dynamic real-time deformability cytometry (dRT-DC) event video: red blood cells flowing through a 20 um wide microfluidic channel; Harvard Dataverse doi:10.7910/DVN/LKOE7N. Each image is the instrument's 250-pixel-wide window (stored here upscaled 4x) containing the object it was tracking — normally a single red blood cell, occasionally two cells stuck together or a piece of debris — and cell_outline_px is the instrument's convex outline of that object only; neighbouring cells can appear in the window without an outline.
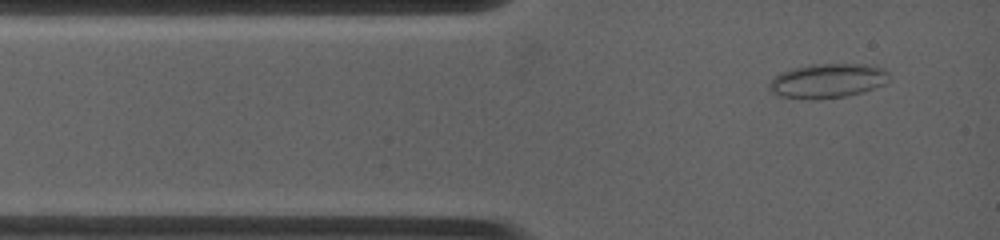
{"species": "common noctule bat (a hibernating species)", "species_latin": "Nyctalus noctula", "temperature_condition": "warm", "stored_images_in_passage": 3, "camera_frame_rate_fps": 4500, "um_per_image_px": 0.085, "animal": {"sex": "female", "body_mass_g": 19.0, "forearm_length_mm": 53.3}, "frame": {"image": 1, "passage_image": 3, "time_ms": 2.444, "image_size_px": [1000, 240], "cell_outline_px": [[888, 80], [884, 84], [848, 96], [816, 100], [772, 96], [768, 88], [768, 84], [780, 72], [792, 68], [812, 64], [864, 64], [884, 68], [888, 72]], "centroid_in_image_um": [70.27, 6.88], "position_along_channel_um": 14.7, "area_um2": 24.28}}